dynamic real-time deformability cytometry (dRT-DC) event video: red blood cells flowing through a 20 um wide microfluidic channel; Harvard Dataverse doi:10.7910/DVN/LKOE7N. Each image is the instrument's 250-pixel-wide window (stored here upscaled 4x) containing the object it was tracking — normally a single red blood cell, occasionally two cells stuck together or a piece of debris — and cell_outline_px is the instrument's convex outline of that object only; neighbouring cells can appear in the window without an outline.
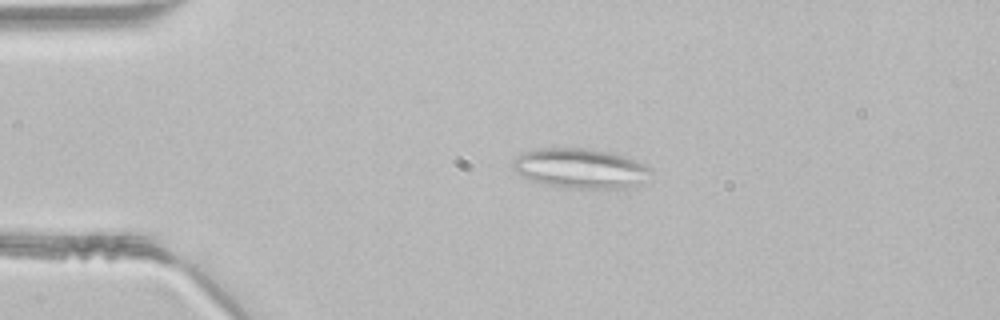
{"species": "common noctule bat (a hibernating species)", "species_latin": "Nyctalus noctula", "temperature_condition": "room temperature", "stored_images_in_passage": 38, "camera_frame_rate_fps": 3000, "um_per_image_px": 0.085, "animal": {"sex": "male", "body_mass_g": 21.5, "forearm_length_mm": 52.0}, "frame": {"image": 1, "passage_image": 2, "time_ms": 0.333, "image_size_px": [1000, 320], "cell_outline_px": [[652, 168], [636, 184], [620, 188], [576, 188], [548, 184], [532, 180], [520, 176], [512, 168], [512, 160], [520, 152], [540, 148], [592, 148], [624, 156], [648, 164]], "centroid_in_image_um": [49.25, 14.27], "position_along_channel_um": 35.8, "area_um2": 31.67}}
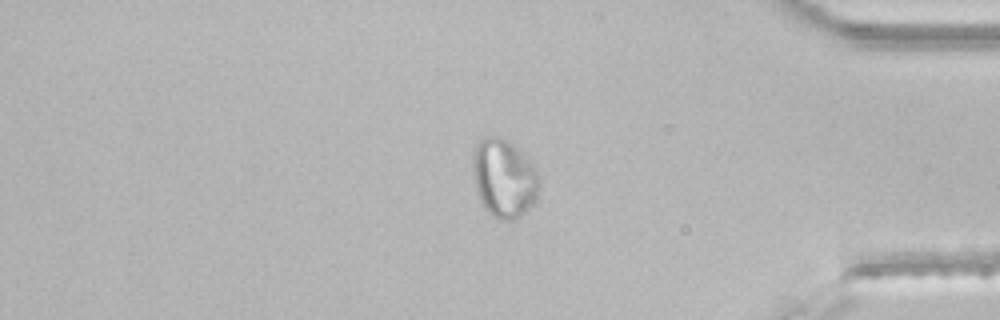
{"frame": {"image": 2, "passage_image": 31, "time_ms": 10.0, "image_size_px": [1000, 320], "cell_outline_px": [[540, 180], [536, 196], [524, 212], [520, 216], [512, 220], [500, 220], [492, 216], [484, 208], [476, 192], [472, 176], [472, 148], [484, 136], [496, 136], [508, 140], [528, 160], [540, 176]], "centroid_in_image_um": [42.77, 15.14], "position_along_channel_um": 392.4, "area_um2": 30.4}}
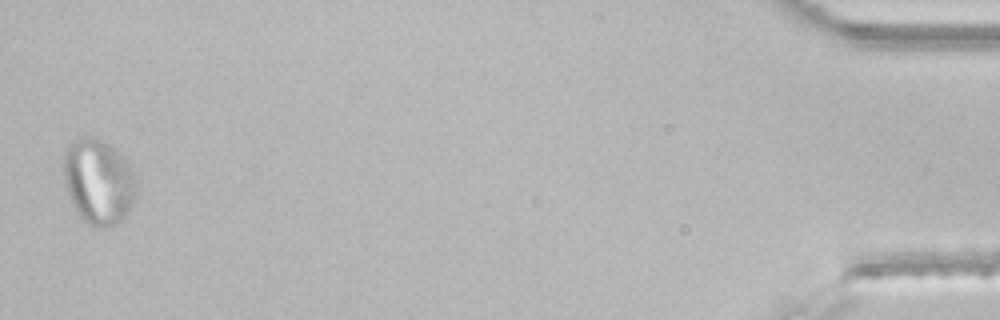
{"frame": {"image": 3, "passage_image": 38, "time_ms": 12.333, "image_size_px": [1000, 320], "cell_outline_px": [[136, 188], [128, 212], [112, 228], [92, 228], [84, 220], [76, 208], [68, 192], [64, 180], [64, 152], [68, 144], [84, 136], [96, 136], [116, 148], [128, 164], [136, 180]], "centroid_in_image_um": [8.36, 15.42], "position_along_channel_um": 426.8, "area_um2": 35.95}}